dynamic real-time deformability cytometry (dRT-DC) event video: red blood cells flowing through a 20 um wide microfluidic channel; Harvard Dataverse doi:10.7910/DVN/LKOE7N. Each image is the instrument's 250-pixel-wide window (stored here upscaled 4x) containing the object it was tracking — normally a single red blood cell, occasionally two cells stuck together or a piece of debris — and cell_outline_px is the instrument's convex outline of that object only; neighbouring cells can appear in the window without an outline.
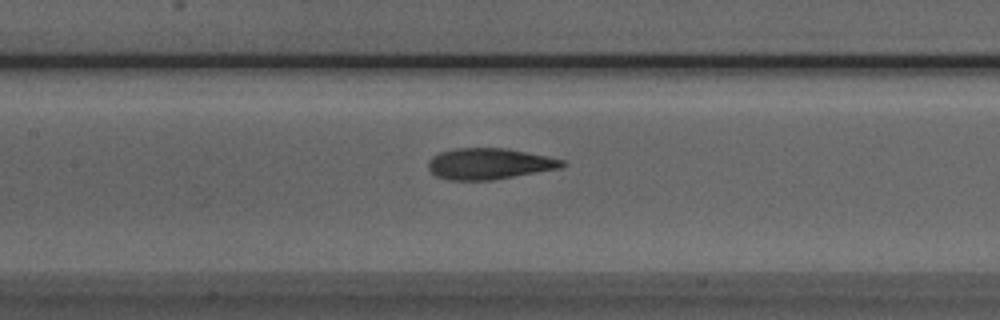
{"species": "Egyptian fruit bat (a non-hibernating species)", "species_latin": "Rousettus aegyptiacus", "temperature_condition": "room temperature", "stored_images_in_passage": 27, "camera_frame_rate_fps": 3000, "um_per_image_px": 0.085, "animal": {"sex": "male"}, "frame": {"image": 1, "passage_image": 9, "time_ms": 2.667, "image_size_px": [1000, 320], "cell_outline_px": [[568, 164], [560, 168], [492, 180], [448, 180], [436, 176], [428, 168], [428, 160], [432, 156], [440, 152], [456, 148], [508, 148], [564, 160]], "centroid_in_image_um": [41.57, 13.92], "position_along_channel_um": 165.8, "area_um2": 24.28}}
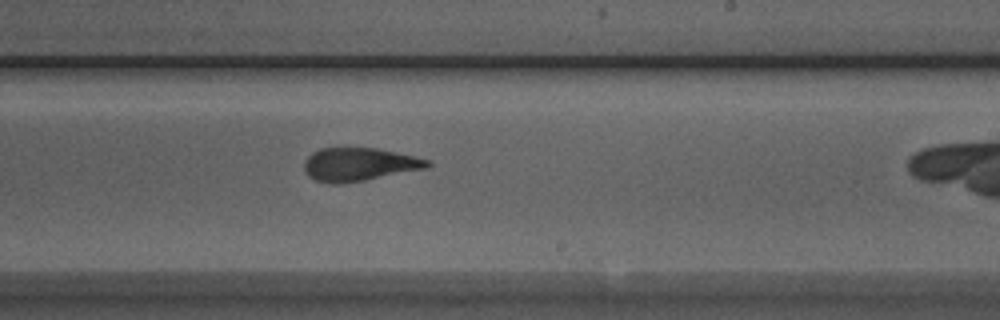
{"frame": {"image": 2, "passage_image": 16, "time_ms": 5.0, "image_size_px": [1000, 320], "cell_outline_px": [[432, 164], [428, 168], [364, 180], [340, 184], [332, 184], [316, 180], [308, 176], [304, 168], [304, 160], [312, 152], [320, 148], [376, 148], [432, 160]], "centroid_in_image_um": [30.53, 13.97], "position_along_channel_um": 258.5, "area_um2": 23.87}}
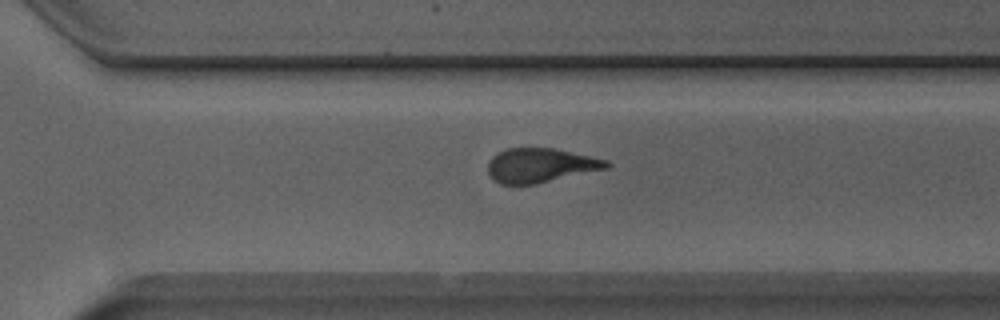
{"frame": {"image": 3, "passage_image": 21, "time_ms": 6.667, "image_size_px": [1000, 320], "cell_outline_px": [[612, 164], [608, 168], [536, 184], [500, 184], [492, 180], [488, 172], [488, 160], [492, 156], [508, 148], [552, 148], [608, 160]], "centroid_in_image_um": [45.92, 14.06], "position_along_channel_um": 324.7, "area_um2": 23.64}}